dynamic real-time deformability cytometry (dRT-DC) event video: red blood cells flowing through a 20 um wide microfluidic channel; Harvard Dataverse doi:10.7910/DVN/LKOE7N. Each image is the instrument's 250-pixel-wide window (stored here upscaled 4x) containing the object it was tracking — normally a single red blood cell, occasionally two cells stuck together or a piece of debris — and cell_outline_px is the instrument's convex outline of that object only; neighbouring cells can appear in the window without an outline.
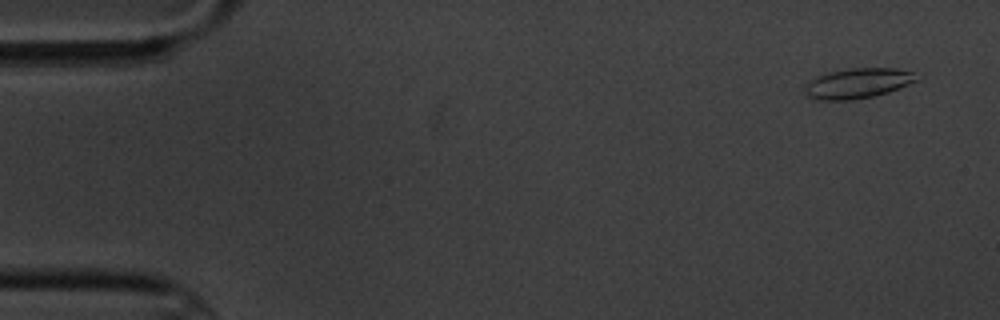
{"species": "common noctule bat (a hibernating species)", "species_latin": "Nyctalus noctula", "temperature_condition": "cold", "stored_images_in_passage": 5, "camera_frame_rate_fps": 3000, "um_per_image_px": 0.085, "animal": {"sex": "male", "body_mass_g": 20.1, "forearm_length_mm": 53.5}, "frame": {"image": 1, "passage_image": 1, "time_ms": 0.0, "image_size_px": [1000, 320], "cell_outline_px": [[920, 80], [888, 92], [872, 96], [852, 100], [816, 100], [808, 96], [804, 88], [804, 84], [816, 76], [832, 72], [852, 68], [896, 68], [912, 72]], "centroid_in_image_um": [72.9, 7.08], "position_along_channel_um": 12.1, "area_um2": 19.54}}
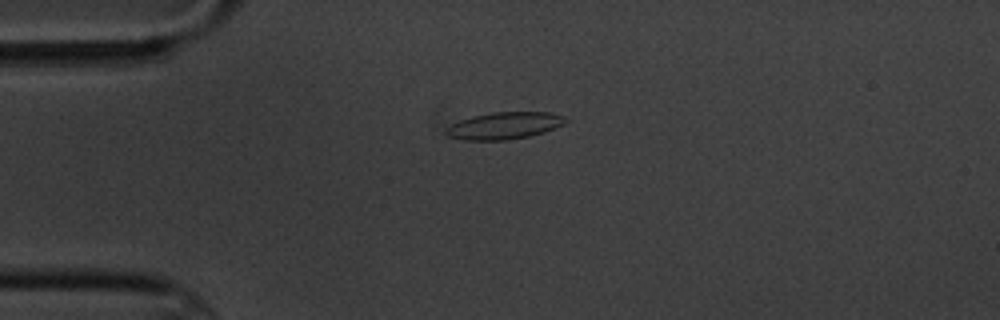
{"frame": {"image": 2, "passage_image": 4, "time_ms": 3.667, "image_size_px": [1000, 320], "cell_outline_px": [[572, 120], [564, 124], [544, 132], [528, 136], [504, 140], [464, 140], [448, 136], [444, 132], [444, 128], [460, 120], [472, 116], [492, 112], [552, 112], [564, 116]], "centroid_in_image_um": [42.89, 10.67], "position_along_channel_um": 42.1, "area_um2": 18.96}}